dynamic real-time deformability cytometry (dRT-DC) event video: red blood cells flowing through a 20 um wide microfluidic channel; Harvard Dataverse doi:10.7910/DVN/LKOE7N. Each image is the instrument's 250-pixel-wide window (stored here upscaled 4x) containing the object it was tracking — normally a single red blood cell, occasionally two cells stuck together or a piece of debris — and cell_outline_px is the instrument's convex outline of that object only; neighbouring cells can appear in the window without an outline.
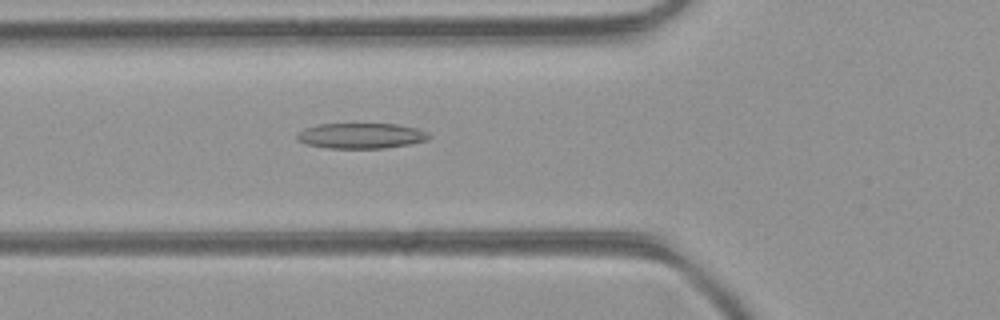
{"species": "common noctule bat (a hibernating species)", "species_latin": "Nyctalus noctula", "temperature_condition": "room temperature", "stored_images_in_passage": 44, "camera_frame_rate_fps": 3000, "um_per_image_px": 0.085, "animal": {"sex": "female", "body_mass_g": 21.9}, "frame": {"image": 1, "passage_image": 14, "time_ms": 4.333, "image_size_px": [1000, 320], "cell_outline_px": [[428, 140], [408, 144], [384, 148], [328, 148], [304, 144], [296, 140], [296, 136], [304, 128], [320, 124], [396, 124], [416, 128], [424, 132], [428, 136]], "centroid_in_image_um": [30.62, 11.54], "position_along_channel_um": 95.2, "area_um2": 19.36}}
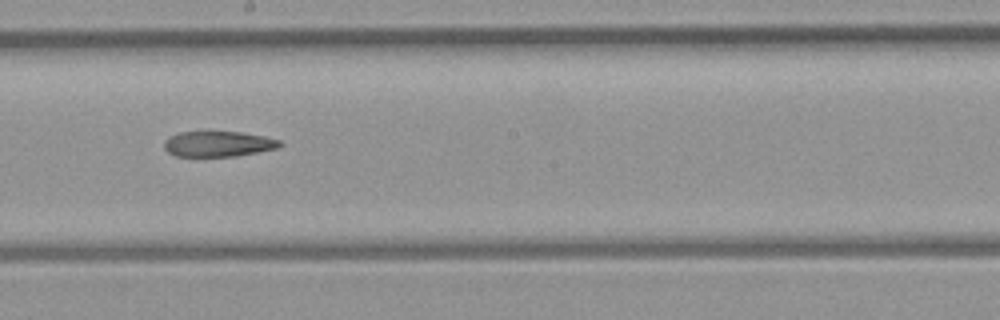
{"frame": {"image": 2, "passage_image": 23, "time_ms": 7.333, "image_size_px": [1000, 320], "cell_outline_px": [[280, 144], [276, 148], [236, 156], [176, 156], [168, 152], [164, 148], [164, 140], [180, 132], [208, 128], [240, 132], [264, 136], [280, 140]], "centroid_in_image_um": [18.48, 12.18], "position_along_channel_um": 229.7, "area_um2": 17.74}}
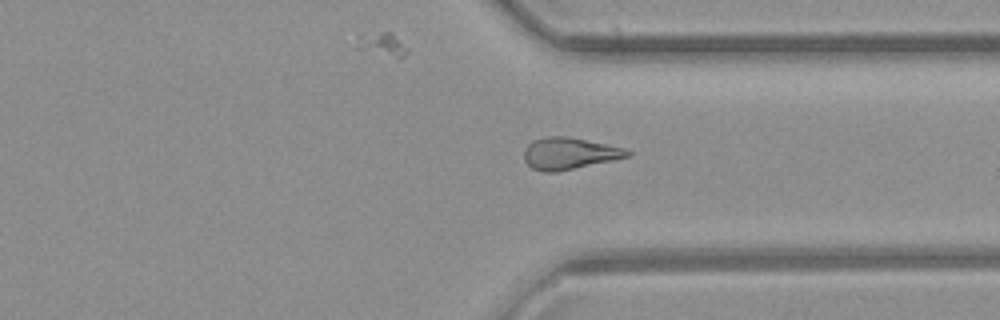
{"frame": {"image": 3, "passage_image": 32, "time_ms": 10.333, "image_size_px": [1000, 320], "cell_outline_px": [[632, 156], [556, 172], [544, 172], [532, 168], [524, 160], [524, 148], [532, 140], [548, 136], [564, 136], [624, 148], [632, 152]], "centroid_in_image_um": [48.37, 13.05], "position_along_channel_um": 363.0, "area_um2": 18.96}}